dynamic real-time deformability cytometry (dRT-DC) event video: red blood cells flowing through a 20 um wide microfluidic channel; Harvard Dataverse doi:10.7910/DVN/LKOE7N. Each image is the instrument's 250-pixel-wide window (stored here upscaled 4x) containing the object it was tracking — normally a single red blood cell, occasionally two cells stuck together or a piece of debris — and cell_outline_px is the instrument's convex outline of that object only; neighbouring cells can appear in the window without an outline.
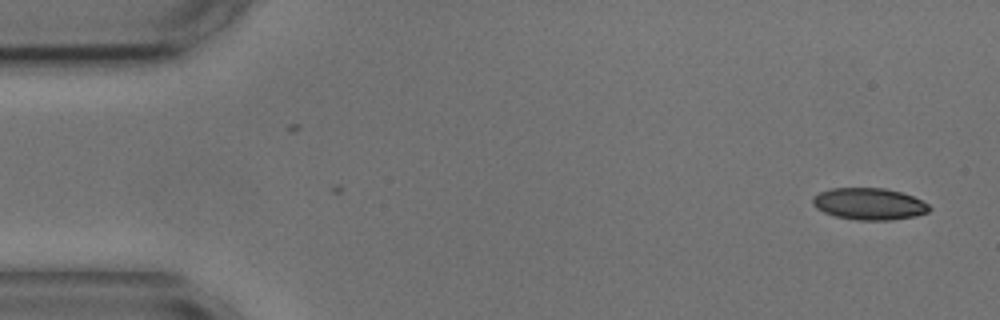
{"species": "common noctule bat (a hibernating species)", "species_latin": "Nyctalus noctula", "temperature_condition": "cold", "stored_images_in_passage": 7, "camera_frame_rate_fps": 3000, "um_per_image_px": 0.085, "animal": {"sex": "male", "body_mass_g": 17.9, "forearm_length_mm": 54.2}, "frame": {"image": 1, "passage_image": 7, "time_ms": 2.0, "image_size_px": [1000, 320], "cell_outline_px": [[932, 208], [928, 212], [916, 216], [892, 220], [856, 220], [836, 216], [824, 212], [816, 208], [812, 204], [812, 196], [820, 192], [832, 188], [884, 188], [900, 192], [912, 196], [928, 204]], "centroid_in_image_um": [73.87, 17.33], "position_along_channel_um": 11.1, "area_um2": 21.62}}